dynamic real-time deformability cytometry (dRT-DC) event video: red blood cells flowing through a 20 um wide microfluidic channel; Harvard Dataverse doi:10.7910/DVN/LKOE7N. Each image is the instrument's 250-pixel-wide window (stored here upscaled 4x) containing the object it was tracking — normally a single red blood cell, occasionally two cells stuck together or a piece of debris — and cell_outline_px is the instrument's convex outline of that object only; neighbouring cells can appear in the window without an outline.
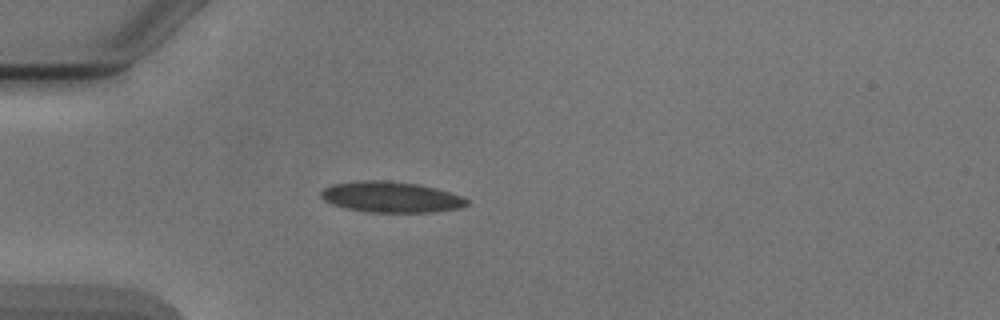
{"species": "Egyptian fruit bat (a non-hibernating species)", "species_latin": "Rousettus aegyptiacus", "temperature_condition": "cold", "stored_images_in_passage": 4, "camera_frame_rate_fps": 3000, "um_per_image_px": 0.085, "animal": {"sex": "male"}, "frame": {"image": 1, "passage_image": 4, "time_ms": 3.667, "image_size_px": [1000, 320], "cell_outline_px": [[468, 204], [460, 208], [432, 212], [368, 212], [348, 208], [332, 204], [324, 200], [320, 196], [320, 192], [324, 188], [332, 184], [360, 180], [388, 180], [420, 184], [436, 188], [460, 196], [468, 200]], "centroid_in_image_um": [33.22, 16.74], "position_along_channel_um": 51.8, "area_um2": 26.18}}